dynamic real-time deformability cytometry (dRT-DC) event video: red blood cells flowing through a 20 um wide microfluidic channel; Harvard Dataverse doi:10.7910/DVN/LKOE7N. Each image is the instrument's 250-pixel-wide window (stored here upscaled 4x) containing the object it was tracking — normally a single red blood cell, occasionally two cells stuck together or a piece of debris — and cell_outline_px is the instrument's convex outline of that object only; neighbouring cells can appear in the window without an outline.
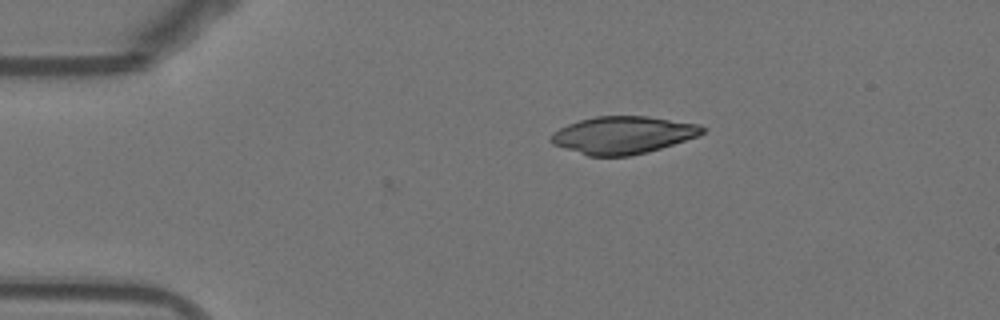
{"species": "Egyptian fruit bat (a non-hibernating species)", "species_latin": "Rousettus aegyptiacus", "temperature_condition": "warm", "stored_images_in_passage": 2, "camera_frame_rate_fps": 3000, "um_per_image_px": 0.085, "animal": {"sex": "female"}, "frame": {"image": 1, "passage_image": 2, "time_ms": 0.333, "image_size_px": [1000, 320], "cell_outline_px": [[708, 128], [704, 132], [696, 136], [648, 152], [632, 156], [588, 156], [552, 144], [548, 140], [560, 128], [568, 124], [580, 120], [596, 116], [648, 116], [700, 124]], "centroid_in_image_um": [52.96, 11.48], "position_along_channel_um": 32.0, "area_um2": 32.89}}